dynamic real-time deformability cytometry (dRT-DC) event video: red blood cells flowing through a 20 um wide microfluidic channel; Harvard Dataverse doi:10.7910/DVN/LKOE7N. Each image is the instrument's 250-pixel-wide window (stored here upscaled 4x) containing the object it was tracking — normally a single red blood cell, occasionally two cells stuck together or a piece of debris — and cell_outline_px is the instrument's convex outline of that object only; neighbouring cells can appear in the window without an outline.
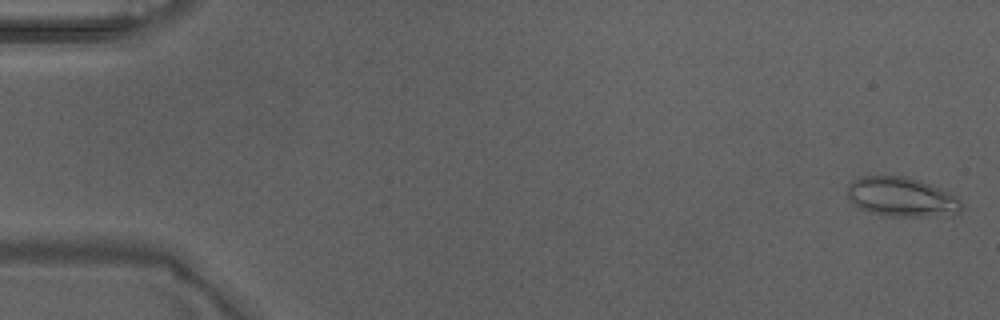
{"species": "Egyptian fruit bat (a non-hibernating species)", "species_latin": "Rousettus aegyptiacus", "temperature_condition": "warm", "stored_images_in_passage": 5, "camera_frame_rate_fps": 3000, "um_per_image_px": 0.085, "animal": {"sex": "male"}, "frame": {"image": 1, "passage_image": 1, "time_ms": 0.0, "image_size_px": [1000, 320], "cell_outline_px": [[964, 208], [960, 212], [924, 216], [888, 216], [872, 212], [860, 208], [848, 196], [848, 184], [852, 180], [860, 176], [904, 176], [928, 184], [948, 192], [956, 196], [960, 200]], "centroid_in_image_um": [76.62, 16.73], "position_along_channel_um": 8.4, "area_um2": 25.66}}